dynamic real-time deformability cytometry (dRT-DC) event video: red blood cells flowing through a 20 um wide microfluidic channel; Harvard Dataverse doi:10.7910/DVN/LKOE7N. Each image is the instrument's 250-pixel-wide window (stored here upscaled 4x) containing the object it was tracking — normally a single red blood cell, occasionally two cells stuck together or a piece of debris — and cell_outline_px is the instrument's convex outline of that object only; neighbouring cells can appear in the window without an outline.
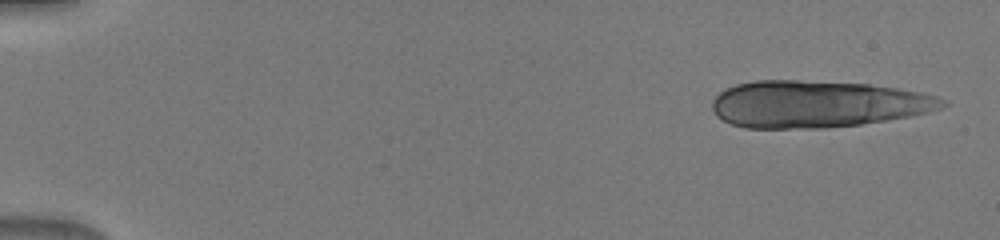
{"species": "human", "species_latin": "Homo sapiens", "temperature_condition": "warm", "stored_images_in_passage": 14, "camera_frame_rate_fps": 3000, "um_per_image_px": 0.085, "donor": {"sex": "male"}, "frame": {"image": 1, "passage_image": 1, "time_ms": 0.0, "image_size_px": [1000, 240], "cell_outline_px": [[948, 104], [940, 108], [928, 112], [908, 116], [860, 124], [824, 128], [744, 128], [732, 124], [716, 116], [712, 108], [712, 100], [724, 88], [736, 84], [756, 80], [800, 80], [868, 84], [896, 88], [920, 92], [936, 96], [948, 100]], "centroid_in_image_um": [69.44, 8.84], "position_along_channel_um": 15.6, "area_um2": 63.0}}